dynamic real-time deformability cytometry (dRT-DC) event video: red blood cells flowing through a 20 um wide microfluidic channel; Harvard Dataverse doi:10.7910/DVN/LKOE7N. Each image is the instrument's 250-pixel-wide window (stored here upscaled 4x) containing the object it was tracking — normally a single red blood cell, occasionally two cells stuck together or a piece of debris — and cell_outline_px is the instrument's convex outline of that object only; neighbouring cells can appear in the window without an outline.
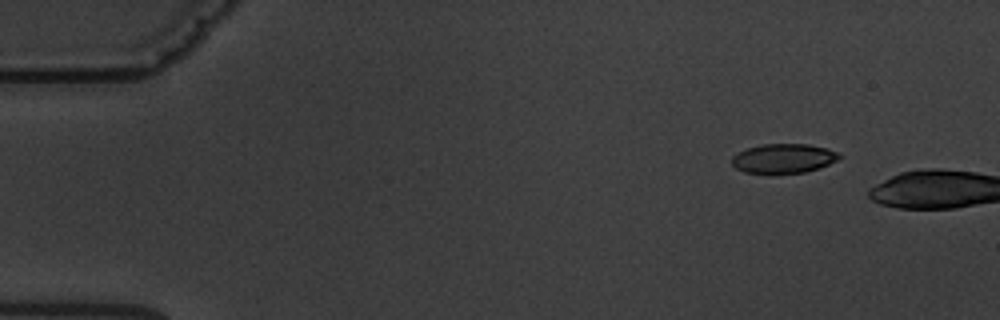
{"species": "common noctule bat (a hibernating species)", "species_latin": "Nyctalus noctula", "temperature_condition": "warm", "stored_images_in_passage": 2, "camera_frame_rate_fps": 3000, "um_per_image_px": 0.085, "animal": {"sex": "male", "body_mass_g": 19.5, "forearm_length_mm": 54.6}, "frame": {"image": 1, "passage_image": 1, "time_ms": 0.0, "image_size_px": [1000, 320], "cell_outline_px": [[840, 156], [836, 160], [820, 168], [804, 172], [768, 176], [744, 172], [736, 168], [732, 164], [732, 156], [736, 152], [748, 148], [764, 144], [808, 144], [828, 148], [840, 152]], "centroid_in_image_um": [66.56, 13.5], "position_along_channel_um": 18.4, "area_um2": 19.02}}